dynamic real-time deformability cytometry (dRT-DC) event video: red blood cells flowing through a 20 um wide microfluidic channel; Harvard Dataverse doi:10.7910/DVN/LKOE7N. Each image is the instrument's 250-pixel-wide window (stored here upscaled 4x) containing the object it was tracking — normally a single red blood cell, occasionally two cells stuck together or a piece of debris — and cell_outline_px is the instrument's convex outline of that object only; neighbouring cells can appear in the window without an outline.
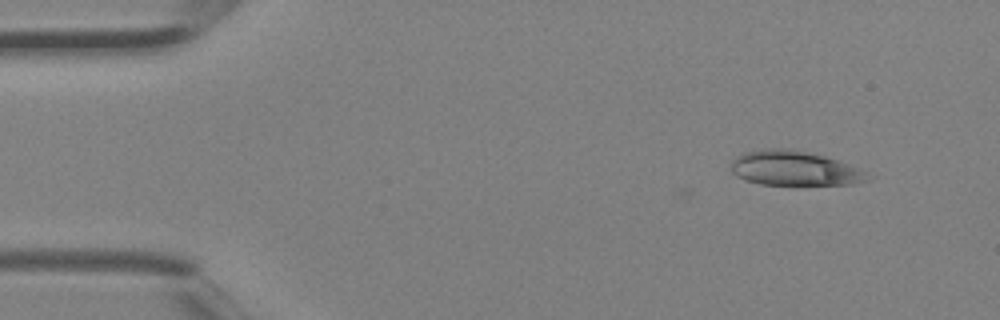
{"species": "Egyptian fruit bat (a non-hibernating species)", "species_latin": "Rousettus aegyptiacus", "temperature_condition": "room temperature", "stored_images_in_passage": 4, "camera_frame_rate_fps": 3000, "um_per_image_px": 0.085, "animal": {"sex": "female"}, "frame": {"image": 1, "passage_image": 2, "time_ms": 0.333, "image_size_px": [1000, 320], "cell_outline_px": [[876, 176], [872, 180], [852, 184], [796, 188], [760, 184], [744, 180], [736, 176], [732, 172], [732, 160], [736, 156], [744, 152], [764, 148], [784, 148], [824, 156], [860, 168]], "centroid_in_image_um": [67.6, 14.38], "position_along_channel_um": 17.4, "area_um2": 28.96}}